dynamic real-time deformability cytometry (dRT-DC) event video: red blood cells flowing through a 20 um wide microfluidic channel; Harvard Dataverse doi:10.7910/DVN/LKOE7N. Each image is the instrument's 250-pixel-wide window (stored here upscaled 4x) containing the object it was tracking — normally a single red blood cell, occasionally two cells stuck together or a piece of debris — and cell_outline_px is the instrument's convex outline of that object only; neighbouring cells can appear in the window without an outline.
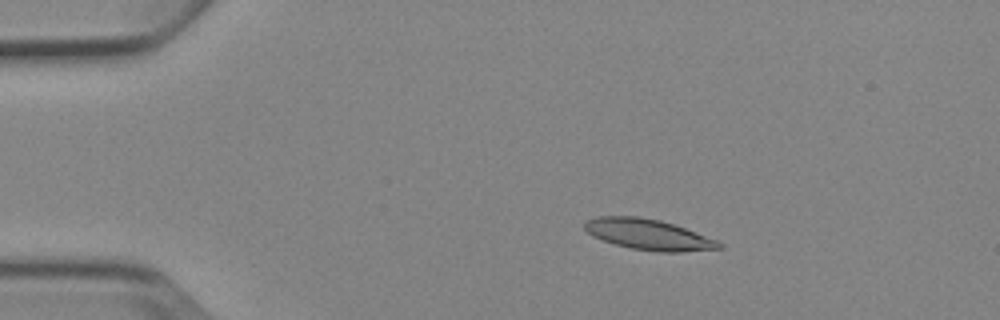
{"species": "Egyptian fruit bat (a non-hibernating species)", "species_latin": "Rousettus aegyptiacus", "temperature_condition": "cold", "stored_images_in_passage": 4, "camera_frame_rate_fps": 3000, "um_per_image_px": 0.085, "animal": {"sex": "female"}, "frame": {"image": 1, "passage_image": 2, "time_ms": 1.333, "image_size_px": [1000, 320], "cell_outline_px": [[724, 248], [680, 252], [656, 252], [632, 248], [616, 244], [592, 236], [584, 228], [584, 220], [596, 216], [636, 216], [660, 220], [696, 232], [716, 240], [724, 244]], "centroid_in_image_um": [55.11, 19.93], "position_along_channel_um": 29.9, "area_um2": 23.99}}
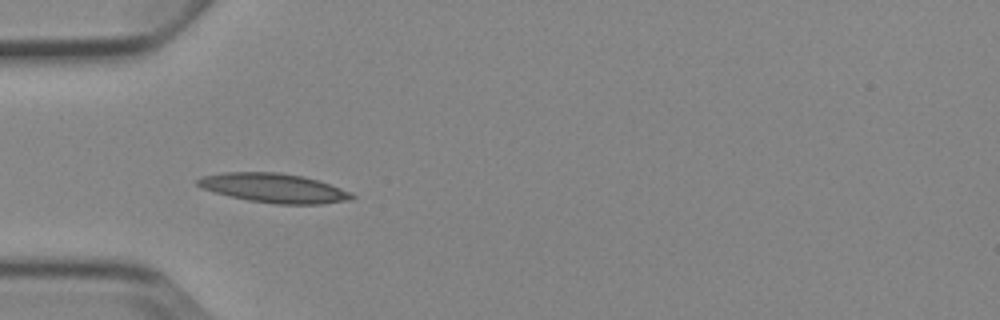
{"frame": {"image": 2, "passage_image": 4, "time_ms": 3.667, "image_size_px": [1000, 320], "cell_outline_px": [[356, 196], [352, 200], [320, 204], [276, 204], [248, 200], [200, 188], [196, 184], [196, 180], [200, 176], [224, 172], [280, 172], [304, 176], [352, 192]], "centroid_in_image_um": [23.28, 15.98], "position_along_channel_um": 61.7, "area_um2": 26.3}}